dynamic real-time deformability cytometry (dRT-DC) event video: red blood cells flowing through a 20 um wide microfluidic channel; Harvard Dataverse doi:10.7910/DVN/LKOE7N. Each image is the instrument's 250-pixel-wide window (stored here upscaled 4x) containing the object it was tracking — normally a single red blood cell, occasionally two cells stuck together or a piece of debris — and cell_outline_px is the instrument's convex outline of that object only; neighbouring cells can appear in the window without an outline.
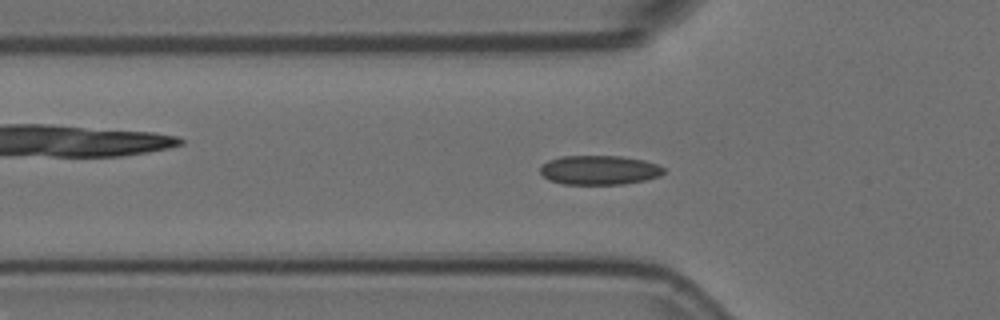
{"species": "Egyptian fruit bat (a non-hibernating species)", "species_latin": "Rousettus aegyptiacus", "temperature_condition": "room temperature", "stored_images_in_passage": 55, "camera_frame_rate_fps": 3000, "um_per_image_px": 0.085, "animal": {"sex": "female"}, "frame": {"image": 1, "passage_image": 17, "time_ms": 5.333, "image_size_px": [1000, 320], "cell_outline_px": [[664, 172], [660, 176], [644, 180], [624, 184], [564, 184], [548, 180], [540, 172], [540, 168], [548, 160], [560, 156], [620, 156], [644, 160], [656, 164], [664, 168]], "centroid_in_image_um": [50.93, 14.45], "position_along_channel_um": 74.9, "area_um2": 21.04}}
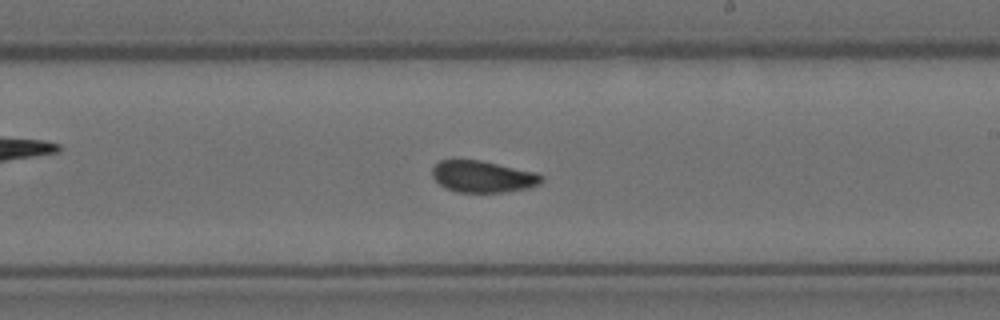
{"frame": {"image": 2, "passage_image": 31, "time_ms": 10.0, "image_size_px": [1000, 320], "cell_outline_px": [[544, 180], [540, 184], [528, 188], [504, 192], [456, 192], [440, 184], [432, 176], [432, 168], [440, 160], [480, 160], [536, 172], [544, 176]], "centroid_in_image_um": [41.07, 15.01], "position_along_channel_um": 247.9, "area_um2": 20.11}}
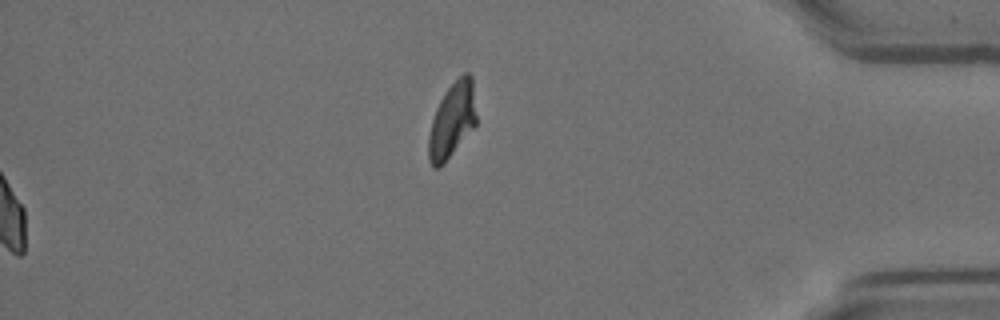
{"frame": {"image": 3, "passage_image": 55, "time_ms": 18.0, "image_size_px": [1000, 320], "cell_outline_px": [[476, 124], [444, 164], [436, 168], [432, 168], [428, 160], [428, 136], [432, 120], [436, 108], [444, 92], [464, 72], [468, 72], [472, 76], [476, 116]], "centroid_in_image_um": [38.41, 10.24], "position_along_channel_um": 396.8, "area_um2": 20.87}, "authors_computed_cell_mechanics": {"area_um2": 20.519, "velocity_mm_per_s": 3.6886, "shape_relaxation_time_tau1_ms": 5.4818, "shape_relaxation_time_tau2_ms": 1.0448, "deformation_change_tau1": 0.1081, "deformation_change_tau2": 0.0508}}